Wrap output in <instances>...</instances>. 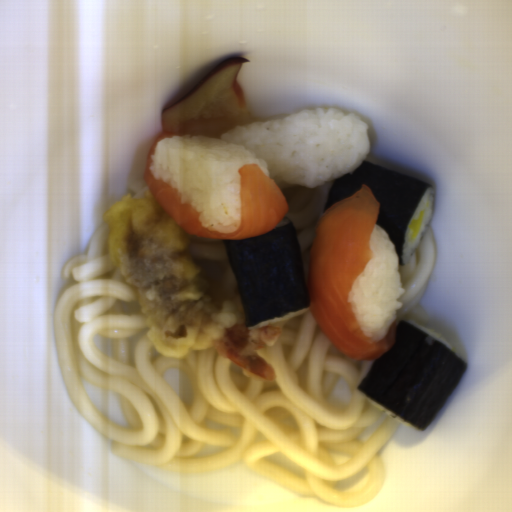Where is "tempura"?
I'll return each mask as SVG.
<instances>
[{"mask_svg":"<svg viewBox=\"0 0 512 512\" xmlns=\"http://www.w3.org/2000/svg\"><path fill=\"white\" fill-rule=\"evenodd\" d=\"M110 260L136 295L151 346L169 358L213 348L243 375L275 379L257 351L274 345L279 328H246L235 304L211 290L191 257V238L149 191L125 195L102 217Z\"/></svg>","mask_w":512,"mask_h":512,"instance_id":"8679c707","label":"tempura"}]
</instances>
